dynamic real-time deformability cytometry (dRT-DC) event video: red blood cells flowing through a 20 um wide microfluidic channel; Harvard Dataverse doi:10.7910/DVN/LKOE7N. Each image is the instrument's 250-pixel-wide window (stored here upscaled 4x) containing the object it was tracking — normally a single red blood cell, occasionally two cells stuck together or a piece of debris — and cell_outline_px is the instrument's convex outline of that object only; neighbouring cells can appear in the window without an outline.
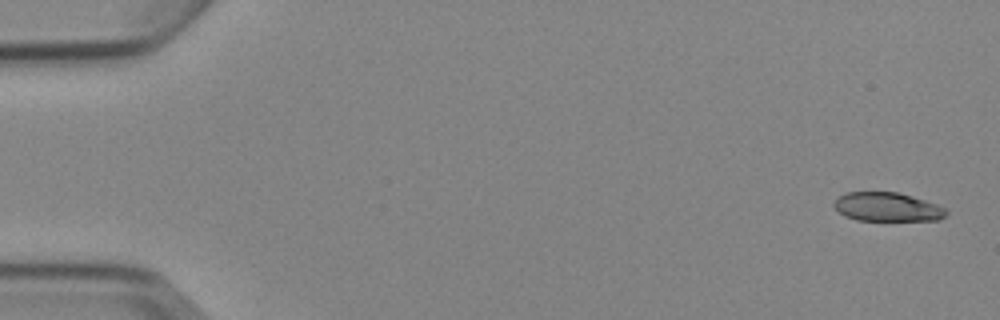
{"species": "Egyptian fruit bat (a non-hibernating species)", "species_latin": "Rousettus aegyptiacus", "temperature_condition": "cold", "stored_images_in_passage": 4, "camera_frame_rate_fps": 3000, "um_per_image_px": 0.085, "animal": {"sex": "female"}, "frame": {"image": 1, "passage_image": 1, "time_ms": 0.0, "image_size_px": [1000, 320], "cell_outline_px": [[948, 216], [940, 220], [856, 220], [844, 216], [832, 204], [844, 192], [896, 192], [912, 196], [936, 204], [944, 208], [948, 212]], "centroid_in_image_um": [75.43, 17.59], "position_along_channel_um": 9.6, "area_um2": 18.84}}
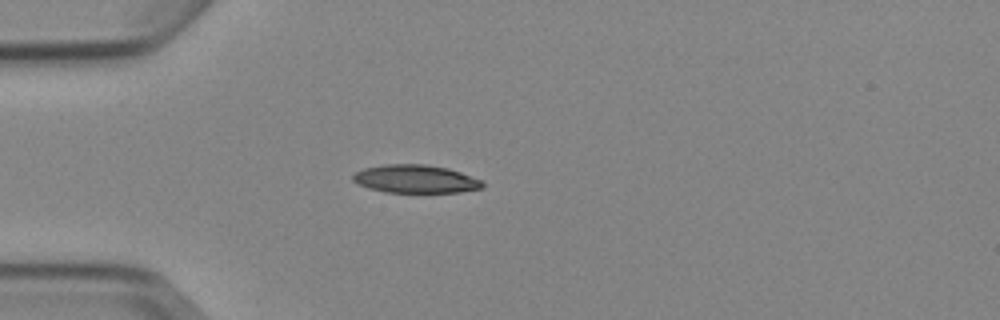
{"frame": {"image": 2, "passage_image": 4, "time_ms": 4.333, "image_size_px": [1000, 320], "cell_outline_px": [[484, 188], [460, 192], [388, 192], [368, 188], [352, 180], [352, 176], [356, 172], [364, 168], [384, 164], [428, 164], [448, 168], [484, 180]], "centroid_in_image_um": [35.37, 15.2], "position_along_channel_um": 49.6, "area_um2": 21.33}}